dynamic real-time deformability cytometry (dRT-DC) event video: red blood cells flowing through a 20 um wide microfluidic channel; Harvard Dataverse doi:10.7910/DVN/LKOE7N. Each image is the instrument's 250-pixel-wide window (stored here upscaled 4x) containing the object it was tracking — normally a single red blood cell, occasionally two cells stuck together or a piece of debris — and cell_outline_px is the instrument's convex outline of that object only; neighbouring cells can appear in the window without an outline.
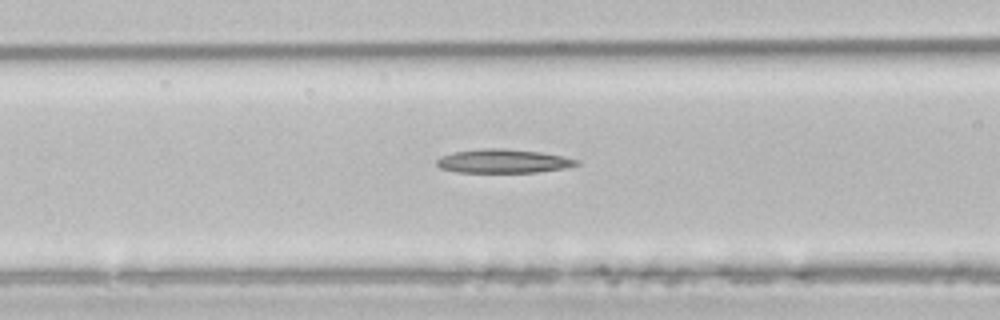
{"species": "common noctule bat (a hibernating species)", "species_latin": "Nyctalus noctula", "temperature_condition": "room temperature", "stored_images_in_passage": 6, "camera_frame_rate_fps": 3000, "um_per_image_px": 0.085, "animal": {"sex": "male", "body_mass_g": 21.5, "forearm_length_mm": 52.0}, "frame": {"image": 1, "passage_image": 6, "time_ms": 6.667, "image_size_px": [1000, 320], "cell_outline_px": [[580, 164], [564, 168], [536, 172], [456, 172], [440, 168], [436, 164], [436, 160], [444, 156], [456, 152], [480, 148], [504, 148], [540, 152], [564, 156], [580, 160]], "centroid_in_image_um": [42.81, 13.69], "position_along_channel_um": 123.8, "area_um2": 19.31}}